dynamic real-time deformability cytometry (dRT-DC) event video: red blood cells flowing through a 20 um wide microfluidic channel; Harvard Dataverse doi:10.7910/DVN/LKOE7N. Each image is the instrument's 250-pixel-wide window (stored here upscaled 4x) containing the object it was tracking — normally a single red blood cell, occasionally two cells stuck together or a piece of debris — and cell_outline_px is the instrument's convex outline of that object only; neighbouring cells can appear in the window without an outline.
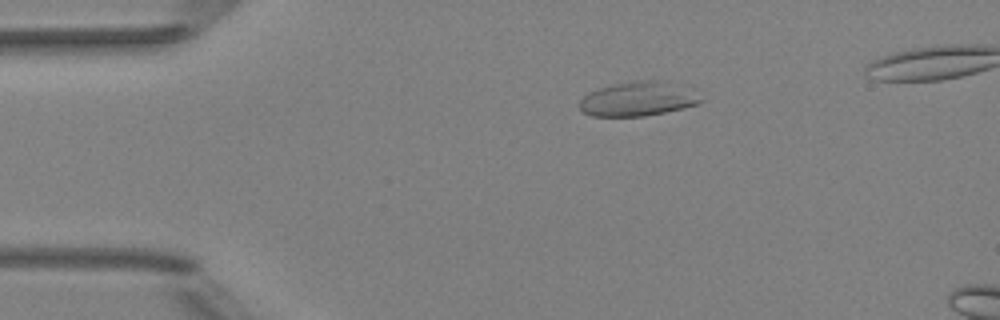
{"species": "Egyptian fruit bat (a non-hibernating species)", "species_latin": "Rousettus aegyptiacus", "temperature_condition": "room temperature", "stored_images_in_passage": 2, "camera_frame_rate_fps": 3000, "um_per_image_px": 0.085, "animal": {"sex": "female"}, "frame": {"image": 1, "passage_image": 1, "time_ms": 0.0, "image_size_px": [1000, 320], "cell_outline_px": [[704, 100], [696, 104], [684, 108], [644, 116], [592, 116], [580, 112], [580, 100], [588, 92], [596, 88], [612, 84], [636, 80], [660, 80]], "centroid_in_image_um": [54.05, 8.43], "position_along_channel_um": 31.0, "area_um2": 23.52}}